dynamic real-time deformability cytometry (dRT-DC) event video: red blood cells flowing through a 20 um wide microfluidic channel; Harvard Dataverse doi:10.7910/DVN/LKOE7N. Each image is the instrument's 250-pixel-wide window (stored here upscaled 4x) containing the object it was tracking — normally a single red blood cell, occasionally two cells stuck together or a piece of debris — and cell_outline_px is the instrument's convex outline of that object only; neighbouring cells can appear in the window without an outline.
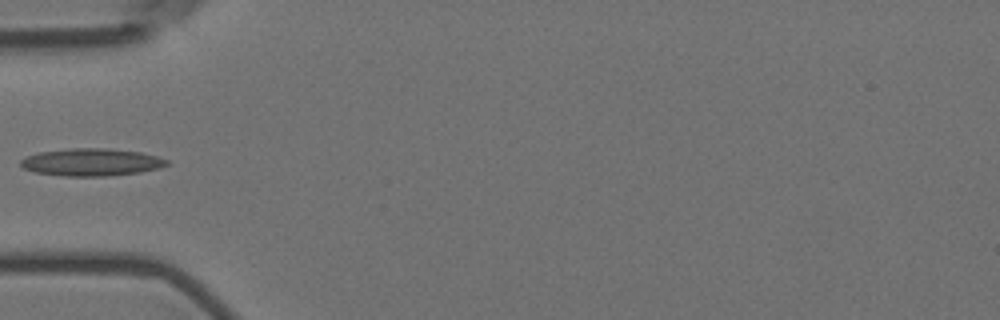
{"species": "Egyptian fruit bat (a non-hibernating species)", "species_latin": "Rousettus aegyptiacus", "temperature_condition": "room temperature", "stored_images_in_passage": 1, "camera_frame_rate_fps": 3000, "um_per_image_px": 0.085, "animal": {"sex": "female"}, "frame": {"image": 1, "passage_image": 1, "time_ms": 0.0, "image_size_px": [1000, 320], "cell_outline_px": [[168, 164], [160, 168], [140, 172], [104, 176], [64, 176], [36, 172], [24, 168], [20, 164], [20, 160], [28, 156], [40, 152], [72, 148], [108, 148], [140, 152], [156, 156], [168, 160]], "centroid_in_image_um": [7.79, 13.78], "position_along_channel_um": 77.2, "area_um2": 23.18}}